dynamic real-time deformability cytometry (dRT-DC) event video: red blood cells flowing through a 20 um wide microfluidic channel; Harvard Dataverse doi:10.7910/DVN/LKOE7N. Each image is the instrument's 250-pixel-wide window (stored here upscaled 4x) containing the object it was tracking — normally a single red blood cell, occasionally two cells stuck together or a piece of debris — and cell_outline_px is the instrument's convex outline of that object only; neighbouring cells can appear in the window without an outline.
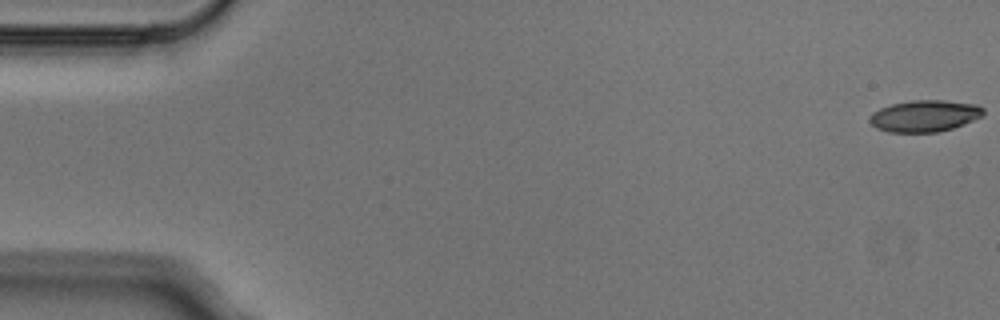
{"species": "Egyptian fruit bat (a non-hibernating species)", "species_latin": "Rousettus aegyptiacus", "temperature_condition": "cold", "stored_images_in_passage": 6, "camera_frame_rate_fps": 3000, "um_per_image_px": 0.085, "animal": {"sex": "male"}, "frame": {"image": 1, "passage_image": 1, "time_ms": 0.0, "image_size_px": [1000, 320], "cell_outline_px": [[984, 116], [964, 124], [952, 128], [936, 132], [888, 132], [876, 128], [868, 120], [868, 116], [872, 112], [880, 108], [892, 104], [912, 100], [944, 100], [976, 104], [984, 108]], "centroid_in_image_um": [78.59, 9.85], "position_along_channel_um": 6.4, "area_um2": 21.1}}
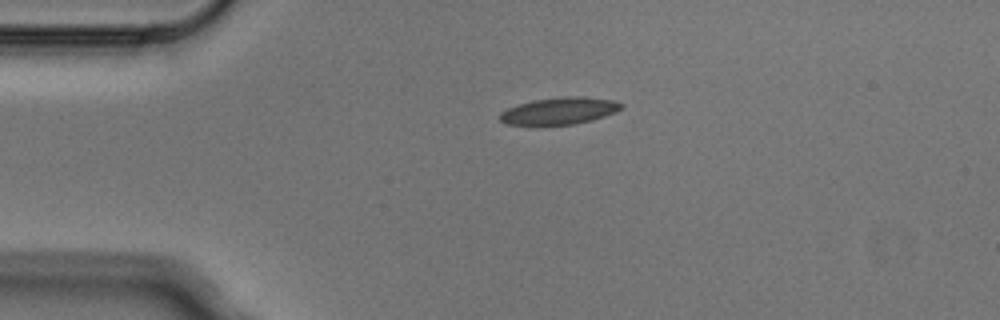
{"frame": {"image": 2, "passage_image": 6, "time_ms": 1.667, "image_size_px": [1000, 320], "cell_outline_px": [[624, 104], [616, 112], [592, 120], [572, 124], [536, 128], [508, 124], [500, 120], [500, 112], [508, 108], [532, 100], [564, 96], [584, 96], [616, 100]], "centroid_in_image_um": [47.51, 9.46], "position_along_channel_um": 37.5, "area_um2": 19.83}}